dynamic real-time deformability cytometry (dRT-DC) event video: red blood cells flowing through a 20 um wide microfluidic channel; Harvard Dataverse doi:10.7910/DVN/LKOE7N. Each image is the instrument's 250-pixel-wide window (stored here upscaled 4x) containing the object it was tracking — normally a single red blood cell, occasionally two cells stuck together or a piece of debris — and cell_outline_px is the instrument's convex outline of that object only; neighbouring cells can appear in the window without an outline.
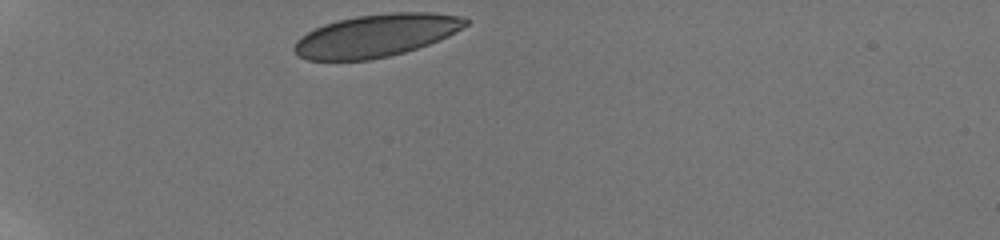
{"species": "human", "species_latin": "Homo sapiens", "temperature_condition": "room temperature", "stored_images_in_passage": 35, "camera_frame_rate_fps": 3000, "um_per_image_px": 0.085, "donor": {"sex": "male"}, "frame": {"image": 1, "passage_image": 1, "time_ms": 0.0, "image_size_px": [1000, 240], "cell_outline_px": [[468, 24], [448, 36], [440, 40], [404, 52], [388, 56], [368, 60], [308, 60], [300, 56], [292, 48], [296, 40], [300, 36], [324, 24], [336, 20], [356, 16], [392, 12], [432, 12], [464, 16], [468, 20]], "centroid_in_image_um": [31.98, 3.01], "position_along_channel_um": 53.0, "area_um2": 42.54}}
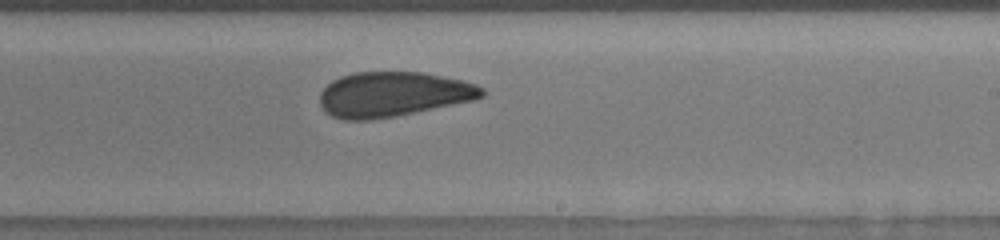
{"frame": {"image": 2, "passage_image": 20, "time_ms": 6.333, "image_size_px": [1000, 240], "cell_outline_px": [[484, 96], [472, 100], [396, 116], [372, 120], [344, 120], [332, 116], [324, 112], [320, 104], [320, 92], [332, 80], [340, 76], [356, 72], [424, 72], [460, 80], [476, 84], [484, 88]], "centroid_in_image_um": [33.37, 8.01], "position_along_channel_um": 255.6, "area_um2": 42.37}}
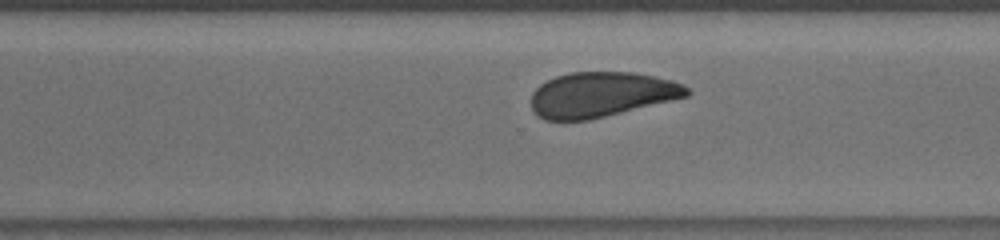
{"frame": {"image": 3, "passage_image": 25, "time_ms": 8.0, "image_size_px": [1000, 240], "cell_outline_px": [[692, 92], [688, 96], [672, 100], [588, 120], [544, 120], [536, 116], [532, 108], [532, 92], [540, 84], [556, 76], [572, 72], [632, 72], [656, 76], [672, 80], [684, 84]], "centroid_in_image_um": [51.12, 8.03], "position_along_channel_um": 319.5, "area_um2": 40.86}, "authors_computed_cell_mechanics": {"area_um2": 42.5408, "velocity_mm_per_s": 3.8329, "shape_relaxation_time_tau1_ms": 8.5774, "shape_relaxation_time_tau2_ms": 1.1647, "deformation_change_tau1": 0.1404, "deformation_change_tau2": 0.0645}}